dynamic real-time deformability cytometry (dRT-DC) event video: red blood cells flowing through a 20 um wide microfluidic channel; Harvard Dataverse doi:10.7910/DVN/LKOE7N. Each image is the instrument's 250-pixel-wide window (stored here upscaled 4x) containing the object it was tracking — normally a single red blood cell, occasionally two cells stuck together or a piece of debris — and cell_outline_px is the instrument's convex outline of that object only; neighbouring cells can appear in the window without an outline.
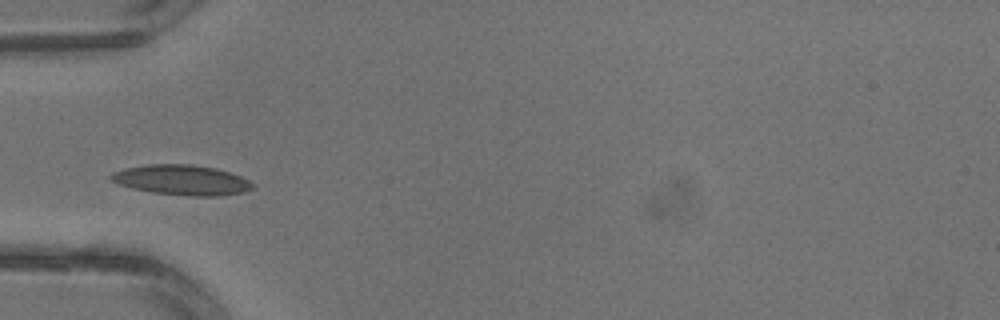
{"species": "common noctule bat (a hibernating species)", "species_latin": "Nyctalus noctula", "temperature_condition": "warm", "stored_images_in_passage": 1, "camera_frame_rate_fps": 3000, "um_per_image_px": 0.085, "animal": {"sex": "male", "body_mass_g": 13.3}, "frame": {"image": 1, "passage_image": 1, "time_ms": 0.0, "image_size_px": [1000, 320], "cell_outline_px": [[252, 188], [244, 192], [216, 196], [192, 196], [152, 192], [132, 188], [108, 180], [108, 176], [112, 172], [124, 168], [148, 164], [192, 164], [216, 168], [240, 176], [248, 180], [252, 184]], "centroid_in_image_um": [15.39, 15.29], "position_along_channel_um": 69.6, "area_um2": 24.8}}